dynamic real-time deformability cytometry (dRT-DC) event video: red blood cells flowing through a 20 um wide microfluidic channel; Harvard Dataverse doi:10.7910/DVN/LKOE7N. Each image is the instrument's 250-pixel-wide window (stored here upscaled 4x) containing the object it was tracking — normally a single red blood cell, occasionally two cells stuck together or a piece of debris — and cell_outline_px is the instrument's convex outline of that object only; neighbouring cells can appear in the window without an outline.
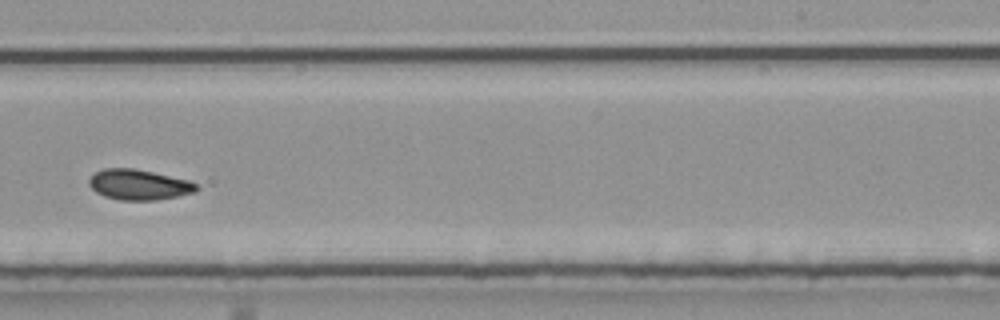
{"species": "common noctule bat (a hibernating species)", "species_latin": "Nyctalus noctula", "temperature_condition": "room temperature", "stored_images_in_passage": 37, "camera_frame_rate_fps": 3000, "um_per_image_px": 0.085, "animal": {"sex": "male", "body_mass_g": 20.4}, "frame": {"image": 1, "passage_image": 22, "time_ms": 7.0, "image_size_px": [1000, 320], "cell_outline_px": [[200, 188], [196, 192], [156, 200], [120, 200], [104, 196], [96, 192], [88, 184], [88, 180], [96, 172], [104, 168], [132, 168], [152, 172], [188, 180], [196, 184]], "centroid_in_image_um": [11.8, 15.7], "position_along_channel_um": 277.2, "area_um2": 18.9}}